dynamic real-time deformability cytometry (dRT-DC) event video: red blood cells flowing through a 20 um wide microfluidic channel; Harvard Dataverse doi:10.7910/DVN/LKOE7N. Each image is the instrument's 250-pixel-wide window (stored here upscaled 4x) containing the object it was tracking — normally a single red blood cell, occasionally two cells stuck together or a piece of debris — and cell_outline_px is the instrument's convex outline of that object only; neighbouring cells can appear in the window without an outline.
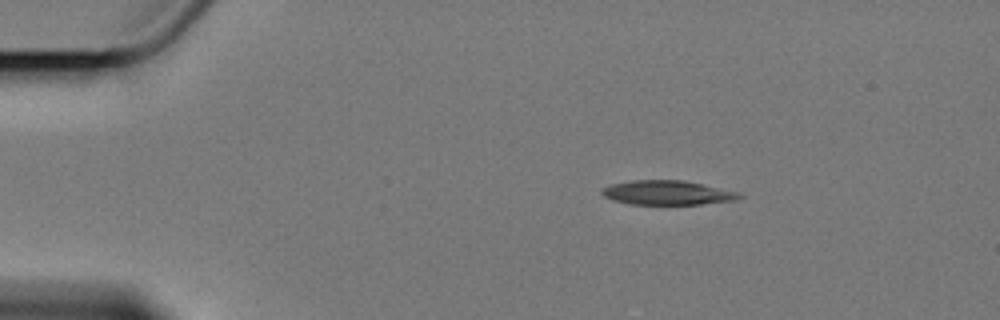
{"species": "Egyptian fruit bat (a non-hibernating species)", "species_latin": "Rousettus aegyptiacus", "temperature_condition": "cold", "stored_images_in_passage": 3, "camera_frame_rate_fps": 3000, "um_per_image_px": 0.085, "animal": {"sex": "female"}, "frame": {"image": 1, "passage_image": 1, "time_ms": 0.0, "image_size_px": [1000, 320], "cell_outline_px": [[744, 196], [736, 200], [700, 204], [628, 204], [612, 200], [604, 196], [600, 192], [600, 188], [612, 184], [632, 180], [680, 180], [700, 184], [736, 192]], "centroid_in_image_um": [56.64, 16.38], "position_along_channel_um": 28.4, "area_um2": 19.25}}